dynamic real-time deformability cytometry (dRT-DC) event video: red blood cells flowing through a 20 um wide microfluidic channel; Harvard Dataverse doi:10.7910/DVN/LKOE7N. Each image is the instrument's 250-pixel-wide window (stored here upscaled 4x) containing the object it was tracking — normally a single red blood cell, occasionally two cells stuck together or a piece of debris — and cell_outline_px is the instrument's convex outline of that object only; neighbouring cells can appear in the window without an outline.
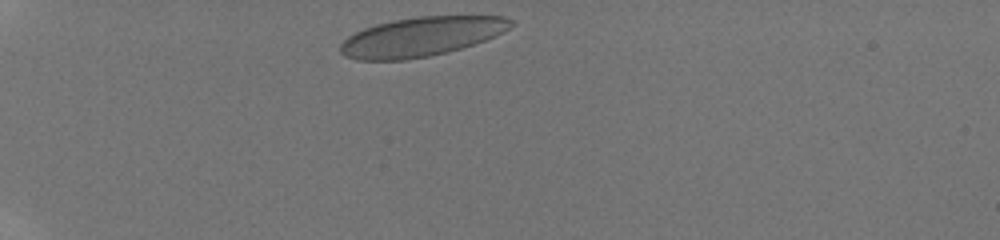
{"species": "human", "species_latin": "Homo sapiens", "temperature_condition": "room temperature", "stored_images_in_passage": 33, "camera_frame_rate_fps": 3000, "um_per_image_px": 0.085, "donor": {"sex": "male"}, "frame": {"image": 1, "passage_image": 1, "time_ms": 0.0, "image_size_px": [1000, 240], "cell_outline_px": [[516, 24], [504, 32], [496, 36], [448, 52], [428, 56], [404, 60], [356, 60], [344, 56], [340, 52], [340, 44], [348, 36], [364, 28], [376, 24], [392, 20], [420, 16], [504, 16], [512, 20]], "centroid_in_image_um": [35.81, 3.11], "position_along_channel_um": 49.2, "area_um2": 39.07}}
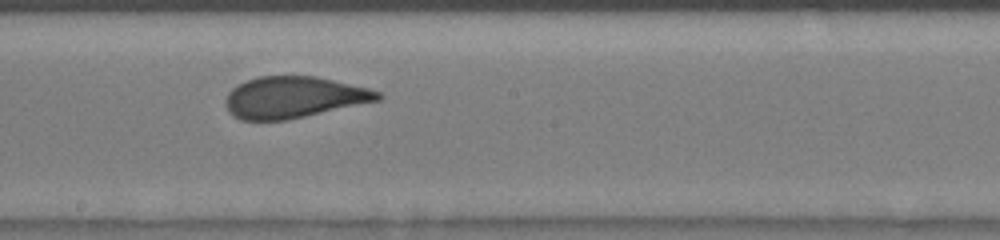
{"frame": {"image": 2, "passage_image": 17, "time_ms": 5.333, "image_size_px": [1000, 240], "cell_outline_px": [[384, 96], [380, 100], [288, 120], [240, 120], [232, 116], [228, 112], [224, 104], [224, 100], [228, 92], [236, 84], [260, 76], [316, 76], [368, 88], [380, 92]], "centroid_in_image_um": [24.93, 8.28], "position_along_channel_um": 223.3, "area_um2": 36.99}}
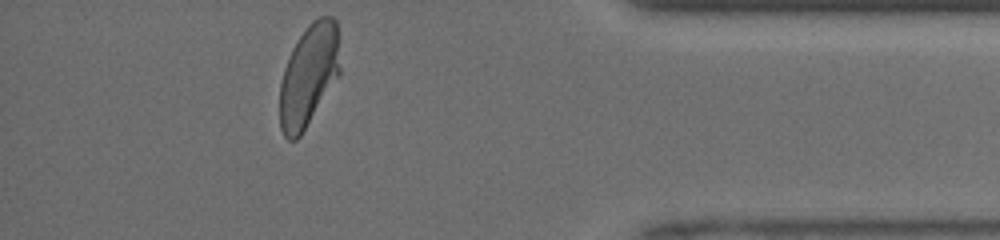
{"frame": {"image": 3, "passage_image": 32, "time_ms": 10.333, "image_size_px": [1000, 240], "cell_outline_px": [[340, 72], [300, 136], [296, 140], [288, 140], [284, 136], [280, 128], [280, 84], [284, 68], [292, 48], [308, 24], [312, 20], [320, 16], [332, 16], [336, 20], [340, 68]], "centroid_in_image_um": [26.22, 6.39], "position_along_channel_um": 409.0, "area_um2": 35.37}, "authors_computed_cell_mechanics": {"area_um2": 37.281, "velocity_mm_per_s": 4.1999, "shape_relaxation_time_tau1_ms": 6.529, "shape_relaxation_time_tau2_ms": null, "deformation_change_tau1": 0.2011, "deformation_change_tau2": null}}